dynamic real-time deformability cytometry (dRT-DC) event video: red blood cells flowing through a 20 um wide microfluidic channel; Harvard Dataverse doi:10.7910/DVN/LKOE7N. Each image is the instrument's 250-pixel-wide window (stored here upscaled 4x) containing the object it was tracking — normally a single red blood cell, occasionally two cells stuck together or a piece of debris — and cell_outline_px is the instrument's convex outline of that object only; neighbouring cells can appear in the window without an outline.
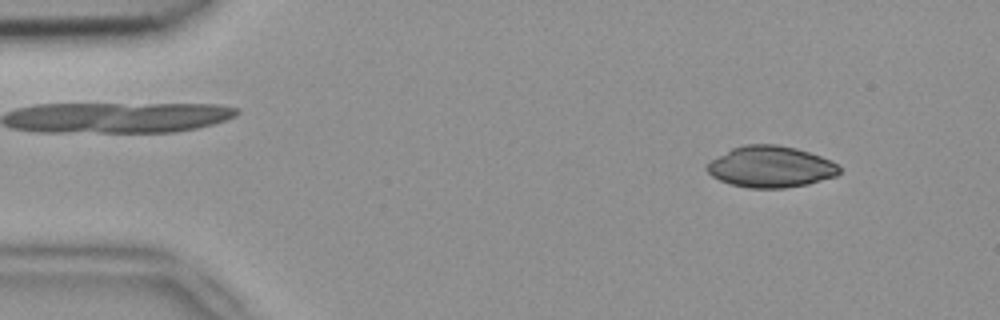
{"species": "common noctule bat (a hibernating species)", "species_latin": "Nyctalus noctula", "temperature_condition": "room temperature", "stored_images_in_passage": 50, "camera_frame_rate_fps": 3000, "um_per_image_px": 0.085, "animal": {"sex": "female", "body_mass_g": 18.4}, "frame": {"image": 1, "passage_image": 5, "time_ms": 1.333, "image_size_px": [1000, 320], "cell_outline_px": [[840, 172], [836, 176], [808, 184], [784, 188], [748, 188], [732, 184], [720, 180], [712, 176], [704, 168], [704, 164], [732, 148], [744, 144], [776, 144], [796, 148], [832, 160], [840, 168]], "centroid_in_image_um": [65.49, 14.17], "position_along_channel_um": 19.5, "area_um2": 31.96}}
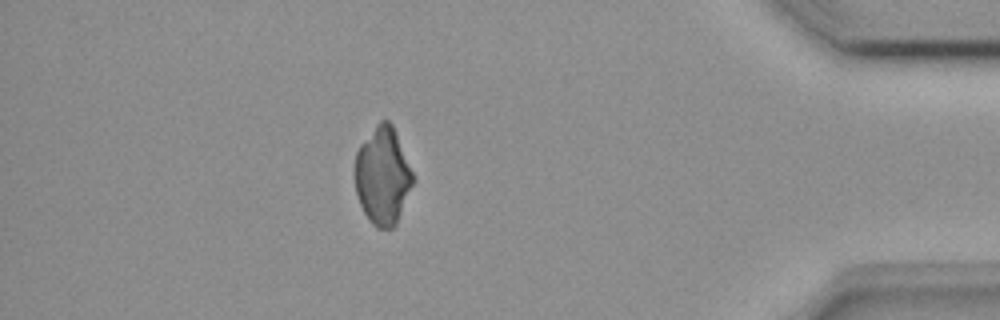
{"frame": {"image": 2, "passage_image": 44, "time_ms": 14.333, "image_size_px": [1000, 320], "cell_outline_px": [[412, 184], [396, 224], [392, 228], [376, 228], [368, 220], [360, 204], [356, 192], [352, 176], [356, 152], [360, 144], [376, 124], [380, 120], [388, 120], [392, 124], [412, 172]], "centroid_in_image_um": [32.46, 14.95], "position_along_channel_um": 402.7, "area_um2": 32.83}}